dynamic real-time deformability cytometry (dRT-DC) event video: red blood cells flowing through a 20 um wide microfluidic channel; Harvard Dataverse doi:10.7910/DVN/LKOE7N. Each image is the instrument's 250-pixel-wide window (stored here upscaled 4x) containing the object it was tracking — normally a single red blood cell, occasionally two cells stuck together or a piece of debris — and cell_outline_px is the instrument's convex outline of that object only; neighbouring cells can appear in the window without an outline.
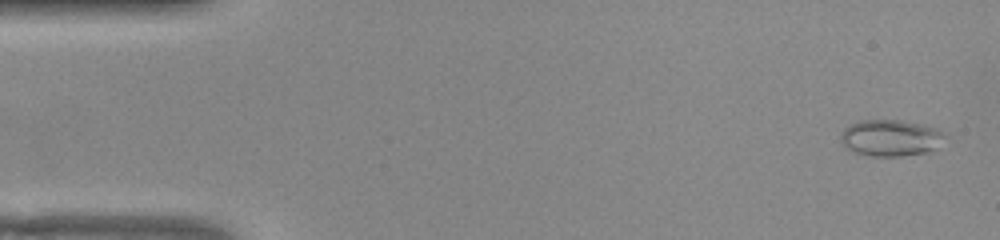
{"species": "common noctule bat (a hibernating species)", "species_latin": "Nyctalus noctula", "temperature_condition": "warm", "stored_images_in_passage": 52, "camera_frame_rate_fps": 3000, "um_per_image_px": 0.085, "animal": {"sex": "female", "body_mass_g": 22.0, "forearm_length_mm": 56.7}, "frame": {"image": 1, "passage_image": 2, "time_ms": 0.333, "image_size_px": [1000, 240], "cell_outline_px": [[948, 136], [932, 152], [900, 156], [872, 156], [856, 152], [848, 148], [840, 140], [840, 132], [844, 128], [860, 120], [900, 120], [924, 124], [936, 128]], "centroid_in_image_um": [75.75, 11.72], "position_along_channel_um": 9.3, "area_um2": 22.31}}
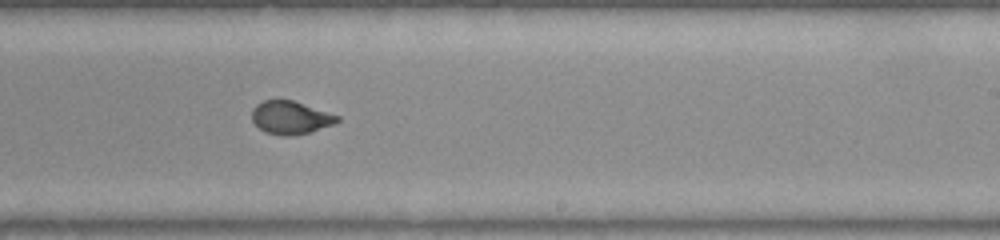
{"frame": {"image": 2, "passage_image": 31, "time_ms": 10.0, "image_size_px": [1000, 240], "cell_outline_px": [[340, 120], [336, 124], [312, 132], [292, 136], [284, 136], [264, 132], [252, 120], [252, 108], [256, 104], [264, 100], [292, 100], [340, 116]], "centroid_in_image_um": [24.72, 10.01], "position_along_channel_um": 264.3, "area_um2": 16.59}}
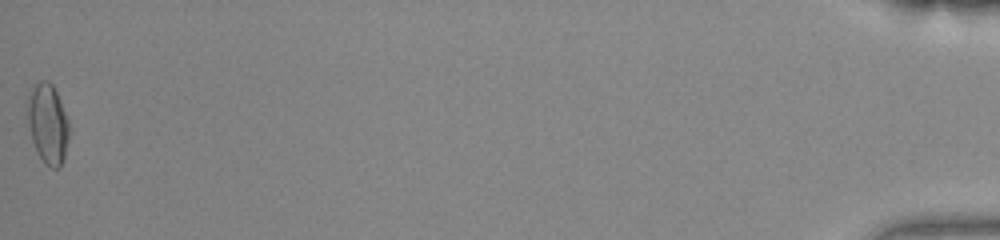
{"frame": {"image": 3, "passage_image": 52, "time_ms": 17.0, "image_size_px": [1000, 240], "cell_outline_px": [[68, 140], [64, 156], [60, 168], [52, 168], [36, 152], [32, 140], [28, 124], [28, 100], [32, 88], [40, 80], [48, 80], [52, 84], [56, 92], [68, 120]], "centroid_in_image_um": [4.06, 10.51], "position_along_channel_um": 431.1, "area_um2": 18.9}}